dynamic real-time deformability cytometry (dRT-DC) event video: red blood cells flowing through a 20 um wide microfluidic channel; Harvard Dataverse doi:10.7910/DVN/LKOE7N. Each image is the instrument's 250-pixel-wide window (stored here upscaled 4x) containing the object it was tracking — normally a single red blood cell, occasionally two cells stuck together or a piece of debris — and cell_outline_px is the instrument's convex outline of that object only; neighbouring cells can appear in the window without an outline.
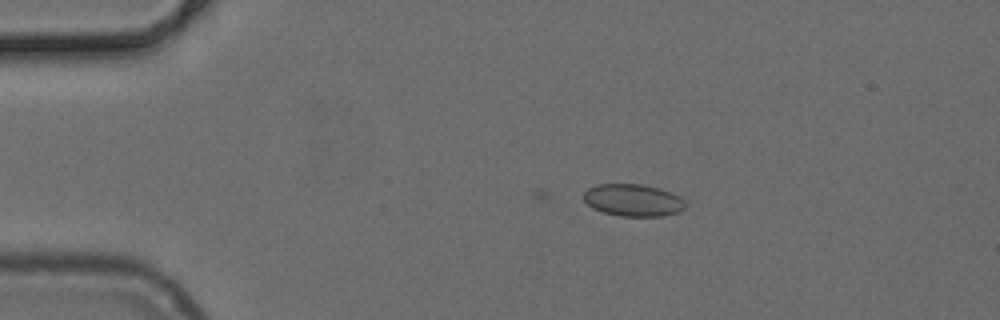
{"species": "common noctule bat (a hibernating species)", "species_latin": "Nyctalus noctula", "temperature_condition": "cold", "stored_images_in_passage": 14, "camera_frame_rate_fps": 3000, "um_per_image_px": 0.085, "animal": {"sex": "female", "body_mass_g": 24.6, "forearm_length_mm": 56.2}, "frame": {"image": 1, "passage_image": 14, "time_ms": 4.333, "image_size_px": [1000, 320], "cell_outline_px": [[684, 208], [680, 212], [664, 216], [620, 216], [604, 212], [592, 208], [584, 200], [584, 192], [588, 188], [596, 184], [644, 184], [660, 188], [672, 192], [680, 196], [684, 200]], "centroid_in_image_um": [53.83, 17.01], "position_along_channel_um": 31.2, "area_um2": 19.25}}